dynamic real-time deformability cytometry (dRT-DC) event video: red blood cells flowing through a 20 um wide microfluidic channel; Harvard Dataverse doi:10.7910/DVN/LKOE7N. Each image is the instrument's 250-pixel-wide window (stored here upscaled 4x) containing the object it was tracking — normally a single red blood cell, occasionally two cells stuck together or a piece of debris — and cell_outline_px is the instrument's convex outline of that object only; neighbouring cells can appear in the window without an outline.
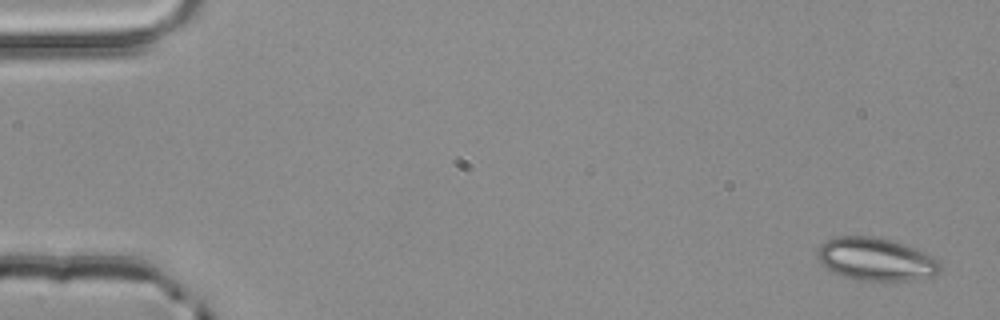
{"species": "common noctule bat (a hibernating species)", "species_latin": "Nyctalus noctula", "temperature_condition": "room temperature", "stored_images_in_passage": 4, "segment_of_instrument_passage": [2, 2], "camera_frame_rate_fps": 3000, "um_per_image_px": 0.085, "animal": {"sex": "male", "body_mass_g": 20.4}, "frame": {"image": 1, "passage_image": 4, "time_ms": 1.0, "image_size_px": [1000, 320], "cell_outline_px": [[944, 264], [940, 272], [936, 276], [916, 280], [860, 280], [844, 276], [832, 272], [824, 268], [820, 264], [816, 256], [816, 252], [820, 244], [836, 236], [872, 236], [892, 240], [916, 248], [940, 260]], "centroid_in_image_um": [74.48, 22.04], "position_along_channel_um": 10.5, "area_um2": 31.21}}